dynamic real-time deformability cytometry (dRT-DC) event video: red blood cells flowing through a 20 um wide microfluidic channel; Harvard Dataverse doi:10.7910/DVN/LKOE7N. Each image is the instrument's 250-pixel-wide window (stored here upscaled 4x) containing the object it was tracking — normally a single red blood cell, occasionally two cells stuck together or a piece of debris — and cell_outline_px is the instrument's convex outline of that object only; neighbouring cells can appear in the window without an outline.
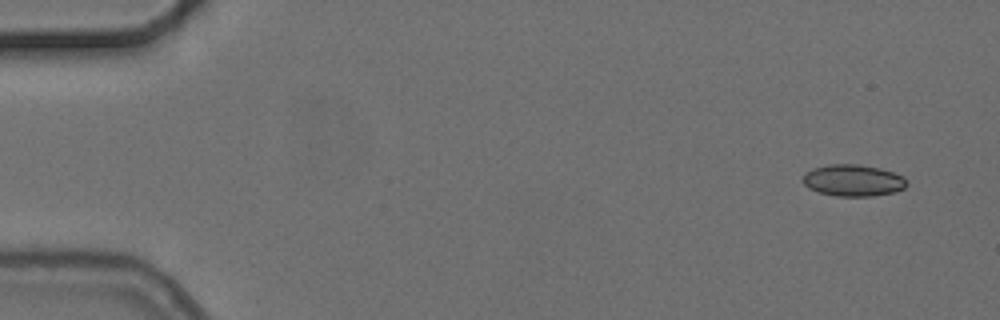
{"species": "common noctule bat (a hibernating species)", "species_latin": "Nyctalus noctula", "temperature_condition": "cold", "stored_images_in_passage": 3, "camera_frame_rate_fps": 3000, "um_per_image_px": 0.085, "animal": {"sex": "female", "body_mass_g": 24.6, "forearm_length_mm": 56.2}, "frame": {"image": 1, "passage_image": 1, "time_ms": 0.0, "image_size_px": [1000, 320], "cell_outline_px": [[908, 184], [904, 188], [896, 192], [872, 196], [836, 196], [820, 192], [808, 188], [800, 180], [804, 172], [812, 168], [828, 164], [860, 164], [880, 168], [904, 176], [908, 180]], "centroid_in_image_um": [72.5, 15.32], "position_along_channel_um": 12.5, "area_um2": 19.54}}